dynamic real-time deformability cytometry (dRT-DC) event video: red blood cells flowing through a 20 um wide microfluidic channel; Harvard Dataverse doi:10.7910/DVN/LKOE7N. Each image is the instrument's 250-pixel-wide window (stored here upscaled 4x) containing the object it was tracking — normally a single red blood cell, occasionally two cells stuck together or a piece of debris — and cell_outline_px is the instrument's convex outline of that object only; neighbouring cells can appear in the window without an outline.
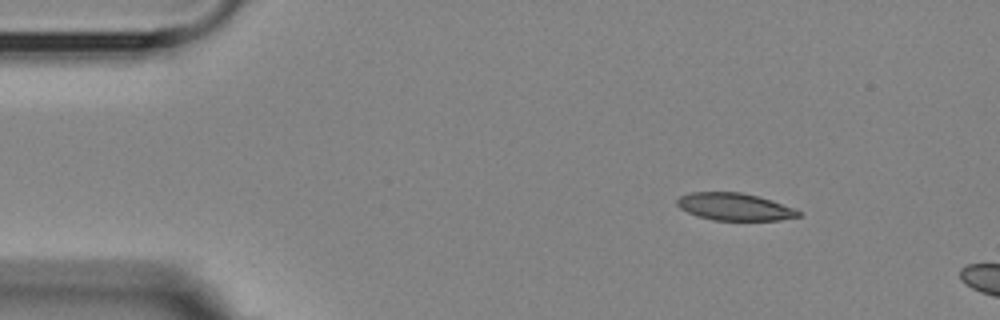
{"species": "Egyptian fruit bat (a non-hibernating species)", "species_latin": "Rousettus aegyptiacus", "temperature_condition": "room temperature", "stored_images_in_passage": 4, "camera_frame_rate_fps": 3000, "um_per_image_px": 0.085, "animal": {"sex": "female"}, "frame": {"image": 1, "passage_image": 2, "time_ms": 1.0, "image_size_px": [1000, 320], "cell_outline_px": [[800, 216], [780, 220], [712, 220], [688, 212], [680, 208], [676, 204], [676, 200], [680, 196], [692, 192], [740, 192], [772, 200], [792, 208], [800, 212]], "centroid_in_image_um": [62.41, 17.57], "position_along_channel_um": 22.6, "area_um2": 19.07}}